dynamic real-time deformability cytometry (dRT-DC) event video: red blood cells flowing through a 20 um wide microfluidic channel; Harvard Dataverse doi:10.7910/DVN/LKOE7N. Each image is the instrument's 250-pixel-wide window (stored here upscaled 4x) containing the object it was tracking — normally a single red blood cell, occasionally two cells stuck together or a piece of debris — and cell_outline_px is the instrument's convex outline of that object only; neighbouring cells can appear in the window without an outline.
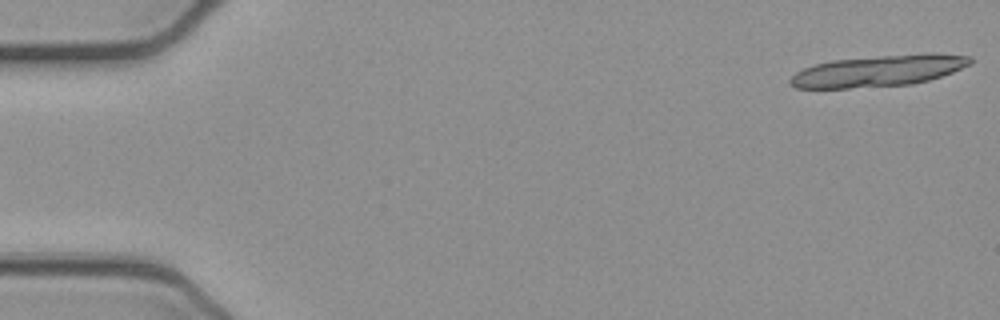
{"species": "common noctule bat (a hibernating species)", "species_latin": "Nyctalus noctula", "temperature_condition": "cold", "stored_images_in_passage": 18, "camera_frame_rate_fps": 3000, "um_per_image_px": 0.085, "animal": {"sex": "female", "body_mass_g": 21.9}, "frame": {"image": 1, "passage_image": 1, "time_ms": 0.0, "image_size_px": [1000, 320], "cell_outline_px": [[972, 64], [952, 72], [928, 80], [912, 84], [848, 88], [796, 88], [788, 80], [796, 72], [804, 68], [816, 64], [832, 60], [880, 56], [932, 52], [972, 56]], "centroid_in_image_um": [74.72, 6.01], "position_along_channel_um": 10.3, "area_um2": 32.83}}